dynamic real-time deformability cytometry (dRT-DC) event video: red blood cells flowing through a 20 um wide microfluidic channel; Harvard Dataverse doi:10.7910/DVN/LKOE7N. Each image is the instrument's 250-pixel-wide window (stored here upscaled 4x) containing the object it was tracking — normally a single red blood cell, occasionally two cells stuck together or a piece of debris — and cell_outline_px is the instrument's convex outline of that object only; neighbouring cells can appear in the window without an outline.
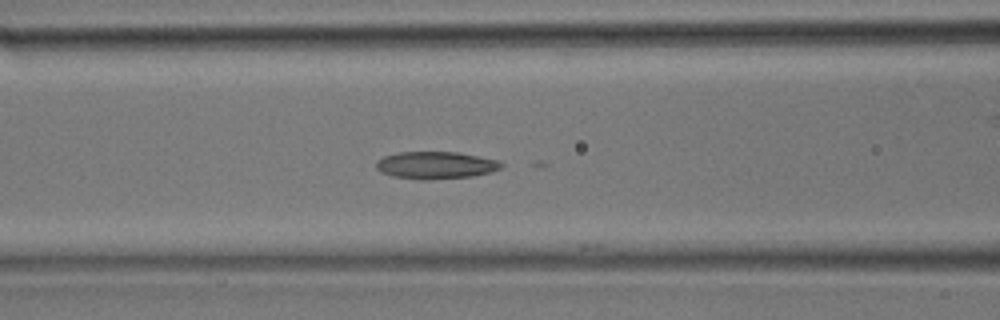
{"species": "common noctule bat (a hibernating species)", "species_latin": "Nyctalus noctula", "temperature_condition": "room temperature", "stored_images_in_passage": 8, "segment_of_instrument_passage": [1, 2], "camera_frame_rate_fps": 3000, "um_per_image_px": 0.085, "animal": {"sex": "male", "body_mass_g": 17.9}, "frame": {"image": 1, "passage_image": 4, "time_ms": 1.0, "image_size_px": [1000, 320], "cell_outline_px": [[504, 164], [500, 168], [492, 172], [472, 176], [428, 180], [420, 180], [392, 176], [380, 172], [376, 168], [376, 160], [384, 156], [400, 152], [456, 152], [496, 160]], "centroid_in_image_um": [36.99, 14.05], "position_along_channel_um": 129.6, "area_um2": 19.88}}
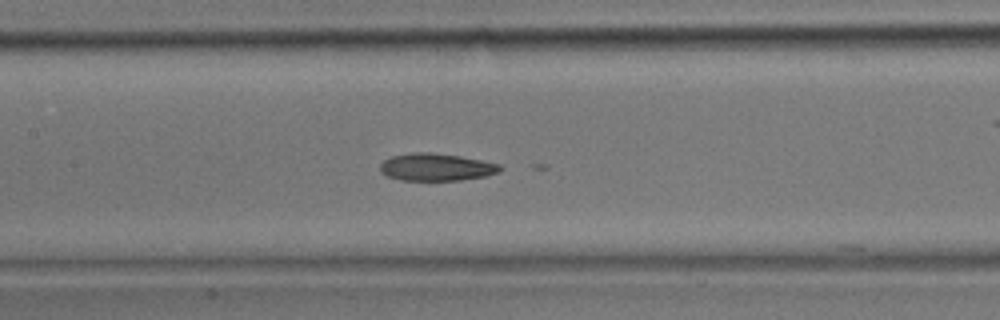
{"frame": {"image": 2, "passage_image": 6, "time_ms": 1.667, "image_size_px": [1000, 320], "cell_outline_px": [[504, 168], [500, 172], [484, 176], [460, 180], [400, 180], [388, 176], [380, 172], [380, 164], [384, 160], [392, 156], [412, 152], [428, 152], [460, 156], [500, 164]], "centroid_in_image_um": [37.08, 14.2], "position_along_channel_um": 170.3, "area_um2": 19.13}}